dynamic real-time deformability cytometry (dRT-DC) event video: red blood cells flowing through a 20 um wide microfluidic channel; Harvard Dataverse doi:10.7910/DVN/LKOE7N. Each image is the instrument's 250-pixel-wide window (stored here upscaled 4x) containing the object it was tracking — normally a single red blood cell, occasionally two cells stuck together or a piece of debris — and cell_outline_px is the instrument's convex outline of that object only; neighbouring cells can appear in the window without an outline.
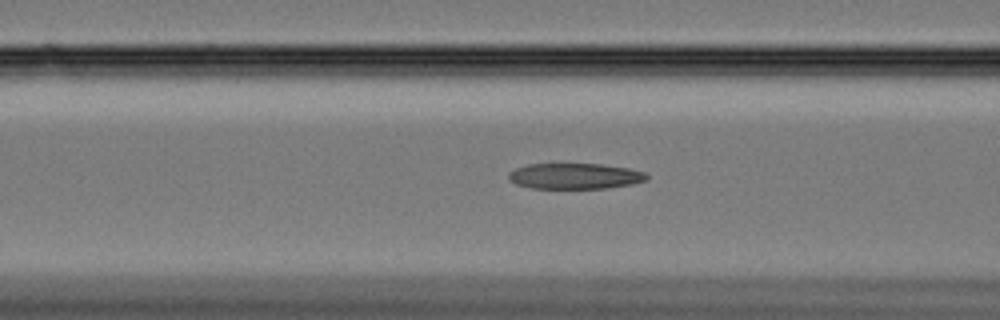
{"species": "Egyptian fruit bat (a non-hibernating species)", "species_latin": "Rousettus aegyptiacus", "temperature_condition": "cold", "stored_images_in_passage": 44, "camera_frame_rate_fps": 3000, "um_per_image_px": 0.085, "animal": {"sex": "female"}, "frame": {"image": 1, "passage_image": 8, "time_ms": 2.333, "image_size_px": [1000, 320], "cell_outline_px": [[648, 180], [632, 184], [608, 188], [532, 188], [516, 184], [508, 180], [508, 172], [516, 168], [528, 164], [600, 164], [628, 168], [644, 172], [648, 176]], "centroid_in_image_um": [48.85, 14.97], "position_along_channel_um": 117.7, "area_um2": 20.75}}
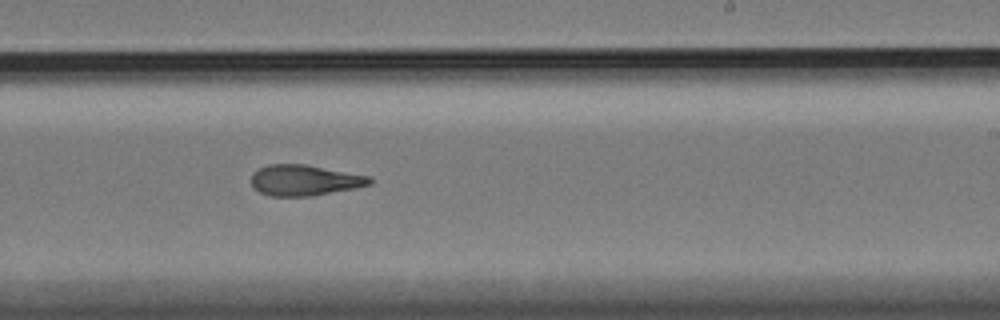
{"frame": {"image": 2, "passage_image": 21, "time_ms": 6.667, "image_size_px": [1000, 320], "cell_outline_px": [[372, 184], [356, 188], [312, 196], [272, 196], [260, 192], [252, 188], [252, 172], [268, 164], [308, 164], [372, 176]], "centroid_in_image_um": [25.92, 15.31], "position_along_channel_um": 263.1, "area_um2": 21.56}}
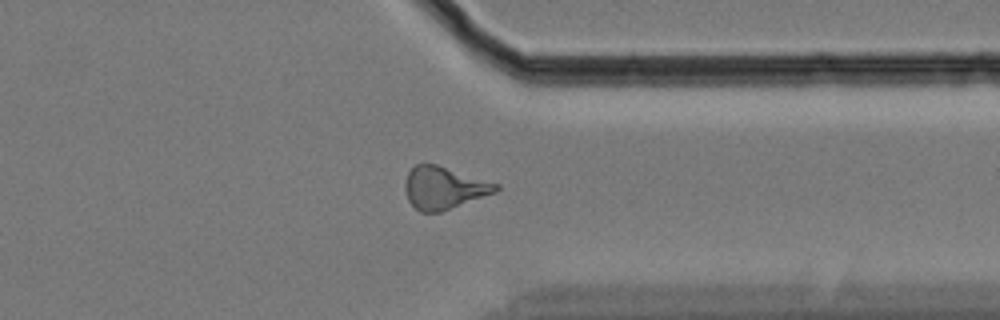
{"frame": {"image": 3, "passage_image": 31, "time_ms": 10.0, "image_size_px": [1000, 320], "cell_outline_px": [[500, 188], [496, 192], [440, 212], [420, 212], [408, 200], [404, 188], [404, 184], [408, 172], [416, 164], [436, 164], [500, 184]], "centroid_in_image_um": [37.73, 15.96], "position_along_channel_um": 373.7, "area_um2": 22.31}, "authors_computed_cell_mechanics": {"area_um2": 21.5594, "velocity_mm_per_s": 3.3502, "shape_relaxation_time_tau1_ms": null, "shape_relaxation_time_tau2_ms": 2.3296, "deformation_change_tau1": null, "deformation_change_tau2": 0.1113}}